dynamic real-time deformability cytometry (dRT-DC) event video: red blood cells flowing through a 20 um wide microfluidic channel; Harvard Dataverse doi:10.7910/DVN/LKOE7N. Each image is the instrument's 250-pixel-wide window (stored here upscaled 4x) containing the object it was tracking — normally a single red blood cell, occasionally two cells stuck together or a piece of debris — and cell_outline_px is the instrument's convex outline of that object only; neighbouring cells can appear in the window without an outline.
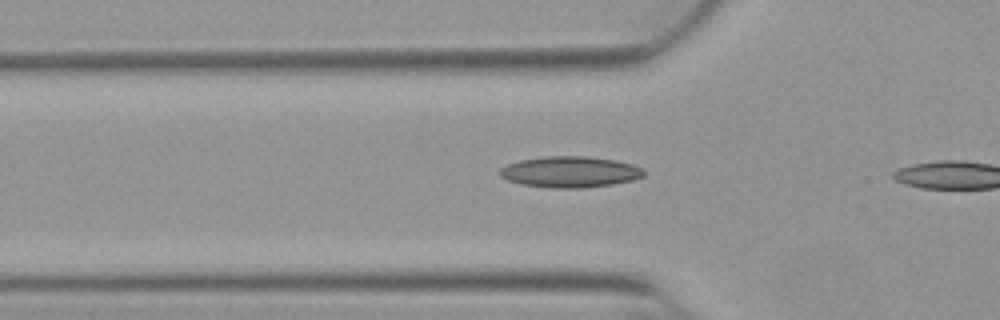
{"species": "Egyptian fruit bat (a non-hibernating species)", "species_latin": "Rousettus aegyptiacus", "temperature_condition": "warm", "stored_images_in_passage": 3, "camera_frame_rate_fps": 3000, "um_per_image_px": 0.085, "animal": {"sex": "female"}, "frame": {"image": 1, "passage_image": 2, "time_ms": 0.333, "image_size_px": [1000, 320], "cell_outline_px": [[644, 176], [632, 180], [612, 184], [580, 188], [552, 188], [524, 184], [508, 180], [500, 176], [500, 168], [508, 164], [520, 160], [544, 156], [588, 156], [616, 160], [632, 164], [640, 168], [644, 172]], "centroid_in_image_um": [48.45, 14.6], "position_along_channel_um": 77.4, "area_um2": 25.89}}